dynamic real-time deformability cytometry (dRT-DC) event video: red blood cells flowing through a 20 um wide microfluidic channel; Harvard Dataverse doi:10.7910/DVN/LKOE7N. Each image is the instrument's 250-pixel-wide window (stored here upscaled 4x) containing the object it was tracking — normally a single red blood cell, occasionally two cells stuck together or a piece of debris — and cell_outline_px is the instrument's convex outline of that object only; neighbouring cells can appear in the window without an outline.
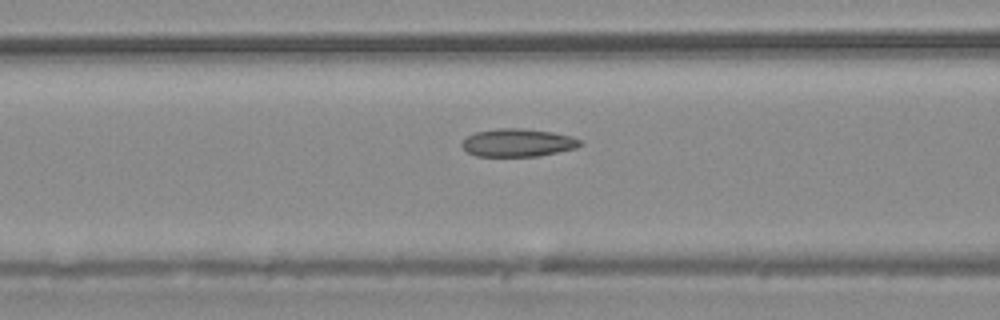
{"species": "common noctule bat (a hibernating species)", "species_latin": "Nyctalus noctula", "temperature_condition": "warm", "stored_images_in_passage": 48, "camera_frame_rate_fps": 3000, "um_per_image_px": 0.085, "animal": {"sex": "male", "body_mass_g": 20.4}, "frame": {"image": 1, "passage_image": 16, "time_ms": 5.0, "image_size_px": [1000, 320], "cell_outline_px": [[584, 144], [576, 148], [540, 156], [476, 156], [468, 152], [460, 144], [468, 136], [476, 132], [500, 128], [524, 128], [552, 132], [572, 136], [584, 140]], "centroid_in_image_um": [44.08, 12.13], "position_along_channel_um": 122.5, "area_um2": 19.36}}
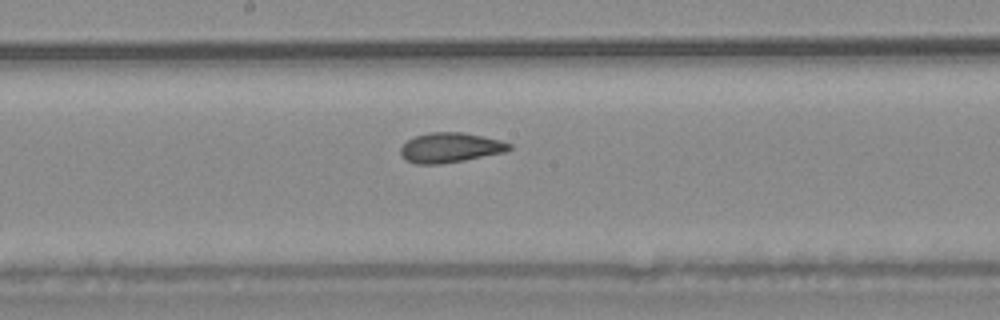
{"frame": {"image": 2, "passage_image": 23, "time_ms": 7.333, "image_size_px": [1000, 320], "cell_outline_px": [[512, 148], [504, 152], [464, 160], [440, 164], [416, 164], [408, 160], [400, 152], [400, 148], [408, 140], [416, 136], [428, 132], [464, 132], [484, 136], [500, 140], [512, 144]], "centroid_in_image_um": [38.3, 12.54], "position_along_channel_um": 209.9, "area_um2": 18.79}}
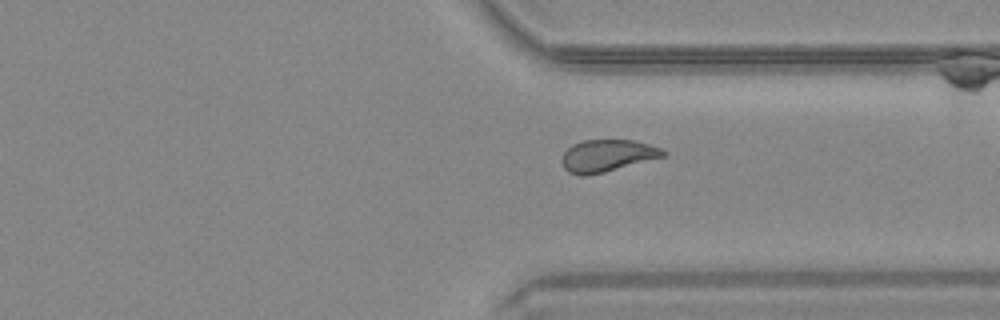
{"frame": {"image": 3, "passage_image": 35, "time_ms": 11.333, "image_size_px": [1000, 320], "cell_outline_px": [[668, 152], [664, 156], [604, 172], [588, 176], [580, 176], [568, 172], [564, 168], [560, 160], [564, 152], [572, 144], [584, 140], [632, 140], [648, 144], [660, 148]], "centroid_in_image_um": [51.56, 13.24], "position_along_channel_um": 359.8, "area_um2": 18.9}, "authors_computed_cell_mechanics": {"area_um2": 19.652, "velocity_mm_per_s": 3.7431, "shape_relaxation_time_tau1_ms": 8.6688, "shape_relaxation_time_tau2_ms": 1.6239, "deformation_change_tau1": 0.1694, "deformation_change_tau2": 0.076}}